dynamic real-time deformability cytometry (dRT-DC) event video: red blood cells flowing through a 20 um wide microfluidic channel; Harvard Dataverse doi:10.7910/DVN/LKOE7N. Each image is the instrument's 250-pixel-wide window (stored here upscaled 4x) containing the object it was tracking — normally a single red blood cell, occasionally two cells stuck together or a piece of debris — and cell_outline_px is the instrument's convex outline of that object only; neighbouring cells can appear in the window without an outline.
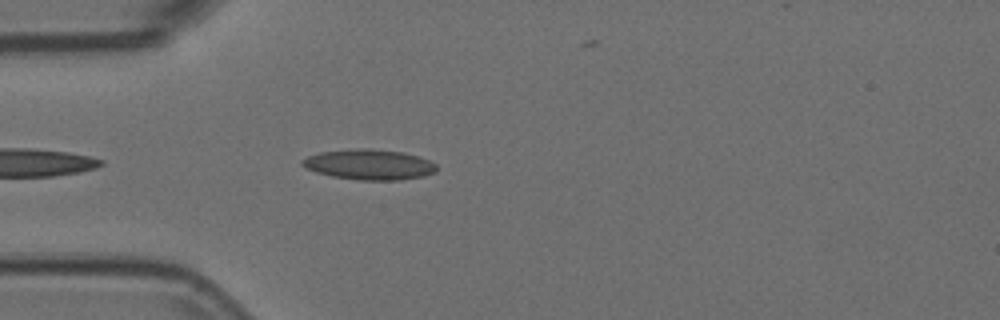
{"species": "Egyptian fruit bat (a non-hibernating species)", "species_latin": "Rousettus aegyptiacus", "temperature_condition": "room temperature", "stored_images_in_passage": 2, "camera_frame_rate_fps": 3000, "um_per_image_px": 0.085, "animal": {"sex": "female"}, "frame": {"image": 1, "passage_image": 2, "time_ms": 0.333, "image_size_px": [1000, 320], "cell_outline_px": [[436, 172], [424, 176], [400, 180], [360, 180], [332, 176], [316, 172], [304, 168], [300, 164], [300, 160], [308, 156], [320, 152], [360, 148], [364, 148], [404, 152], [428, 160], [436, 164]], "centroid_in_image_um": [31.36, 13.99], "position_along_channel_um": 53.6, "area_um2": 23.76}}